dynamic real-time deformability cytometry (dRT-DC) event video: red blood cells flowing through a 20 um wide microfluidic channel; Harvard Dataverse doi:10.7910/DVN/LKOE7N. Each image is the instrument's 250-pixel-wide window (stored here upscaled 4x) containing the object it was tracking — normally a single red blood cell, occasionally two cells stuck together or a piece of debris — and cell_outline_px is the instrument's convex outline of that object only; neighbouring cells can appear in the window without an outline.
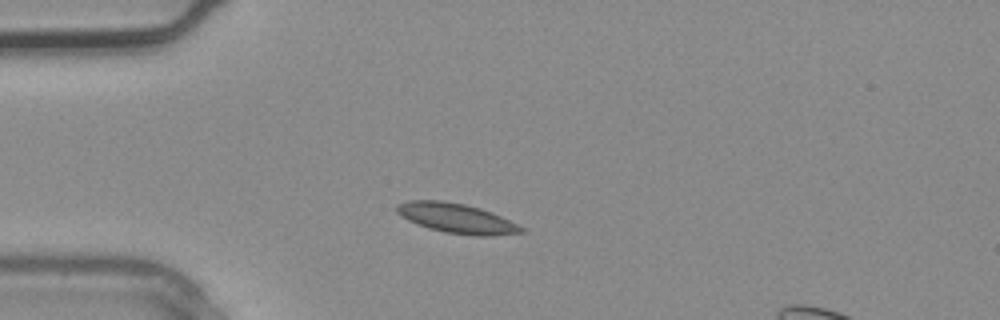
{"species": "common noctule bat (a hibernating species)", "species_latin": "Nyctalus noctula", "temperature_condition": "warm", "stored_images_in_passage": 2, "segment_of_instrument_passage": [1, 2], "camera_frame_rate_fps": 3000, "um_per_image_px": 0.085, "animal": {"sex": "male", "body_mass_g": 20.4}, "frame": {"image": 1, "passage_image": 1, "time_ms": 0.0, "image_size_px": [1000, 320], "cell_outline_px": [[528, 232], [492, 236], [476, 236], [448, 232], [428, 228], [416, 224], [400, 216], [396, 212], [396, 204], [408, 200], [444, 200], [464, 204], [480, 208], [492, 212], [524, 228]], "centroid_in_image_um": [38.79, 18.55], "position_along_channel_um": 46.2, "area_um2": 21.68}}